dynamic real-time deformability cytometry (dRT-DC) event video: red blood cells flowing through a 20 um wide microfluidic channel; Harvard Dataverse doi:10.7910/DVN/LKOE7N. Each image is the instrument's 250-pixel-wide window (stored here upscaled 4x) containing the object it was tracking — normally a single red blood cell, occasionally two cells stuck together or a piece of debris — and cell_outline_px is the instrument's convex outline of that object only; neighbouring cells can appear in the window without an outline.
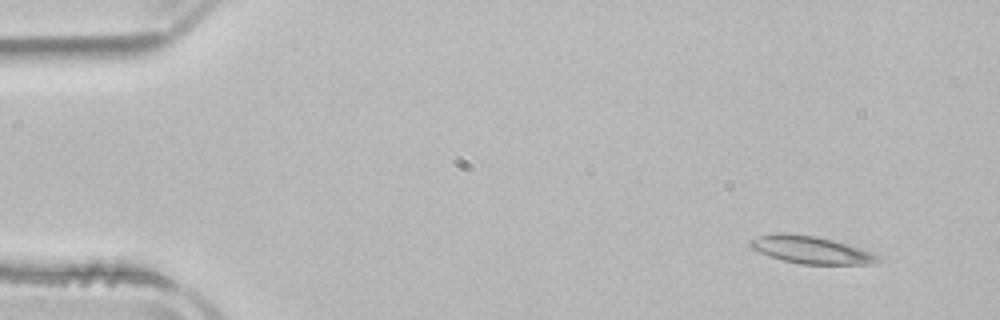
{"species": "common noctule bat (a hibernating species)", "species_latin": "Nyctalus noctula", "temperature_condition": "room temperature", "stored_images_in_passage": 3, "camera_frame_rate_fps": 3000, "um_per_image_px": 0.085, "animal": {"sex": "male", "body_mass_g": 21.5, "forearm_length_mm": 52.0}, "frame": {"image": 1, "passage_image": 1, "time_ms": 0.0, "image_size_px": [1000, 320], "cell_outline_px": [[880, 260], [872, 264], [800, 264], [784, 260], [760, 252], [752, 248], [748, 244], [752, 240], [760, 236], [780, 232], [816, 236], [832, 240], [880, 256]], "centroid_in_image_um": [68.91, 21.24], "position_along_channel_um": 16.1, "area_um2": 19.77}}